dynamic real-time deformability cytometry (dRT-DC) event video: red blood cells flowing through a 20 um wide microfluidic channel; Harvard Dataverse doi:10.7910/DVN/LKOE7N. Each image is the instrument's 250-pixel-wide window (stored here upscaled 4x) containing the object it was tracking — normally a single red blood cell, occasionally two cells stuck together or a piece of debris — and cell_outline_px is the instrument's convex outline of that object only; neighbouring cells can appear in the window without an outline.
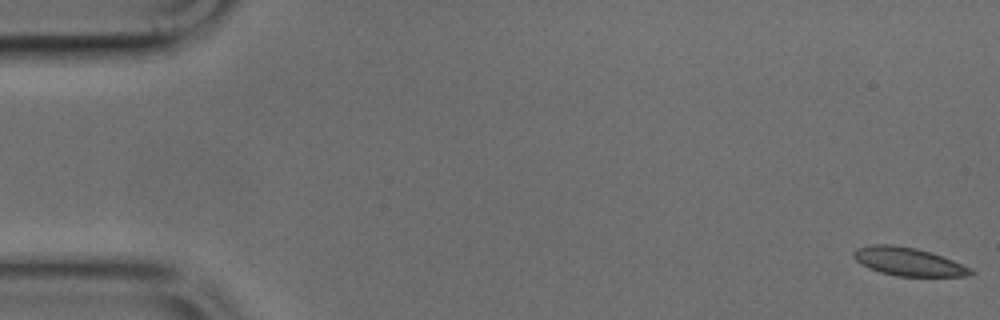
{"species": "common noctule bat (a hibernating species)", "species_latin": "Nyctalus noctula", "temperature_condition": "cold", "stored_images_in_passage": 9, "camera_frame_rate_fps": 3000, "um_per_image_px": 0.085, "animal": {"sex": "male", "body_mass_g": 17.9, "forearm_length_mm": 54.2}, "frame": {"image": 1, "passage_image": 1, "time_ms": 0.0, "image_size_px": [1000, 320], "cell_outline_px": [[976, 272], [972, 276], [896, 276], [880, 272], [868, 268], [856, 260], [852, 256], [852, 252], [856, 248], [872, 244], [892, 244], [916, 248], [932, 252], [972, 268]], "centroid_in_image_um": [77.22, 22.24], "position_along_channel_um": 7.8, "area_um2": 19.48}}